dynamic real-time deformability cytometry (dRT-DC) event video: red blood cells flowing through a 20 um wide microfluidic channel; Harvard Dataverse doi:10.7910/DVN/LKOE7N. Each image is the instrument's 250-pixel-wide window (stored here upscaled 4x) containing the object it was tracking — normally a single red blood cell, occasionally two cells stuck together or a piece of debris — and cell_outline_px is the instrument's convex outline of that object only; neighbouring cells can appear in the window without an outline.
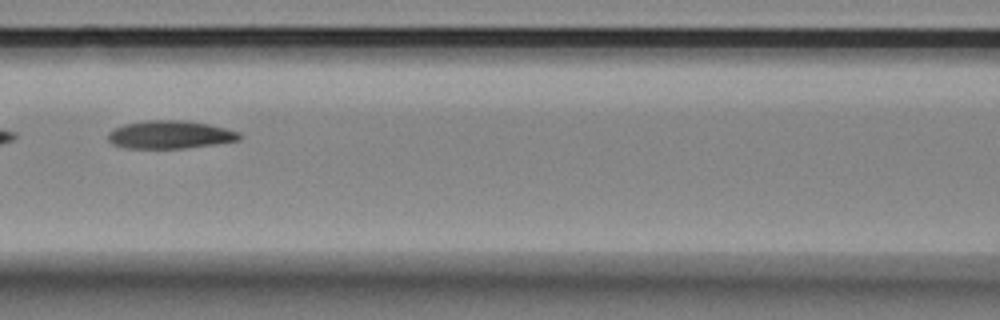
{"species": "Egyptian fruit bat (a non-hibernating species)", "species_latin": "Rousettus aegyptiacus", "temperature_condition": "room temperature", "stored_images_in_passage": 11, "camera_frame_rate_fps": 3000, "um_per_image_px": 0.085, "animal": {"sex": "female"}, "frame": {"image": 1, "passage_image": 4, "time_ms": 3.333, "image_size_px": [1000, 320], "cell_outline_px": [[240, 140], [184, 148], [124, 148], [112, 144], [108, 140], [108, 132], [124, 124], [144, 120], [188, 120], [208, 124], [240, 132]], "centroid_in_image_um": [14.42, 11.44], "position_along_channel_um": 152.2, "area_um2": 21.39}}
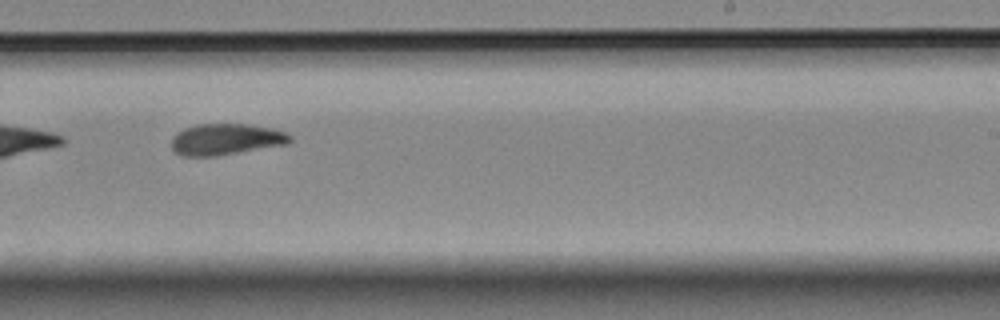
{"frame": {"image": 2, "passage_image": 7, "time_ms": 6.667, "image_size_px": [1000, 320], "cell_outline_px": [[292, 140], [288, 144], [216, 156], [184, 156], [176, 152], [172, 148], [172, 136], [176, 132], [184, 128], [196, 124], [248, 124], [272, 128], [284, 132], [292, 136]], "centroid_in_image_um": [19.2, 11.83], "position_along_channel_um": 269.8, "area_um2": 21.68}}
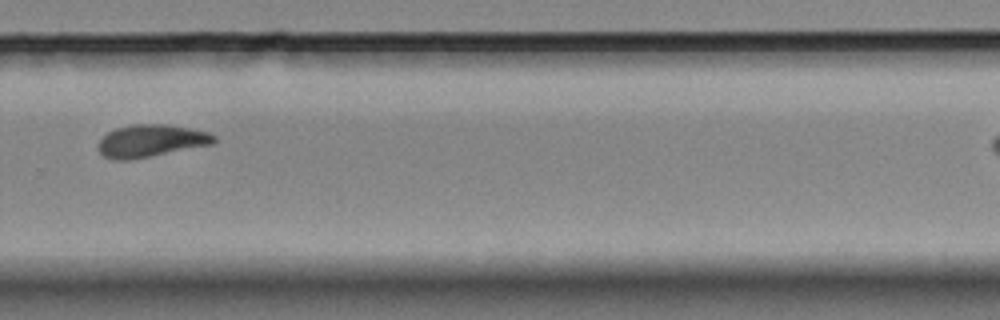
{"frame": {"image": 3, "passage_image": 8, "time_ms": 8.0, "image_size_px": [1000, 320], "cell_outline_px": [[216, 140], [212, 144], [128, 160], [116, 160], [104, 156], [100, 152], [100, 140], [108, 132], [116, 128], [132, 124], [168, 124], [192, 128], [208, 132], [216, 136]], "centroid_in_image_um": [12.86, 11.95], "position_along_channel_um": 316.9, "area_um2": 21.56}, "authors_computed_cell_mechanics": {"area_um2": 21.386, "velocity_mm_per_s": 3.5564, "shape_relaxation_time_tau1_ms": 3.1636, "shape_relaxation_time_tau2_ms": 3.4463, "deformation_change_tau1": 0.1254, "deformation_change_tau2": 0.0893}}